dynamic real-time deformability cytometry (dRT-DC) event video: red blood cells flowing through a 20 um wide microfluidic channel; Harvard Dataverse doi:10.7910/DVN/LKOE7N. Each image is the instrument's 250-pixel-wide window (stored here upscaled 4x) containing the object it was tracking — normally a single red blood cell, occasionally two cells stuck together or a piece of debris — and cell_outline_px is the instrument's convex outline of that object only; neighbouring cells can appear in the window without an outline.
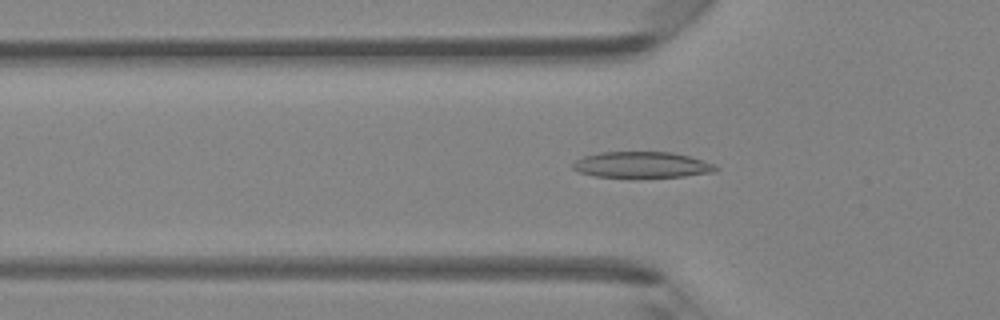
{"species": "Egyptian fruit bat (a non-hibernating species)", "species_latin": "Rousettus aegyptiacus", "temperature_condition": "room temperature", "stored_images_in_passage": 46, "camera_frame_rate_fps": 3000, "um_per_image_px": 0.085, "animal": {"sex": "female"}, "frame": {"image": 1, "passage_image": 15, "time_ms": 4.667, "image_size_px": [1000, 320], "cell_outline_px": [[720, 168], [716, 172], [684, 176], [636, 180], [628, 180], [596, 176], [580, 172], [572, 168], [572, 164], [576, 160], [584, 156], [600, 152], [672, 152], [688, 156], [716, 164]], "centroid_in_image_um": [54.58, 14.06], "position_along_channel_um": 71.2, "area_um2": 22.72}}
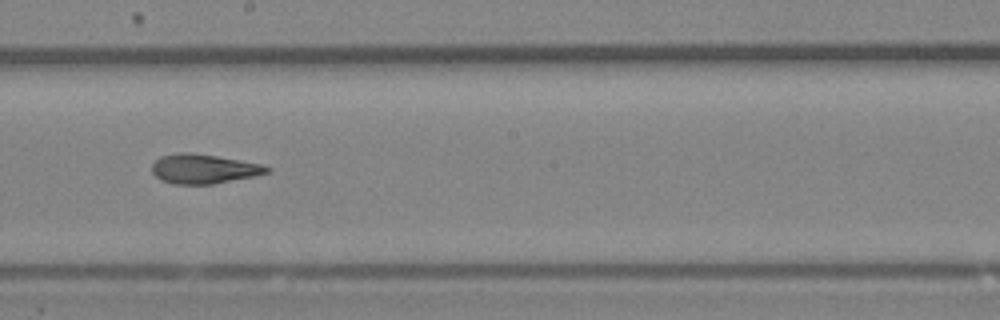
{"frame": {"image": 2, "passage_image": 26, "time_ms": 8.333, "image_size_px": [1000, 320], "cell_outline_px": [[272, 168], [268, 172], [252, 176], [212, 184], [172, 184], [160, 180], [152, 172], [152, 164], [160, 156], [180, 152], [188, 152], [216, 156], [260, 164]], "centroid_in_image_um": [17.25, 14.35], "position_along_channel_um": 230.9, "area_um2": 19.48}}
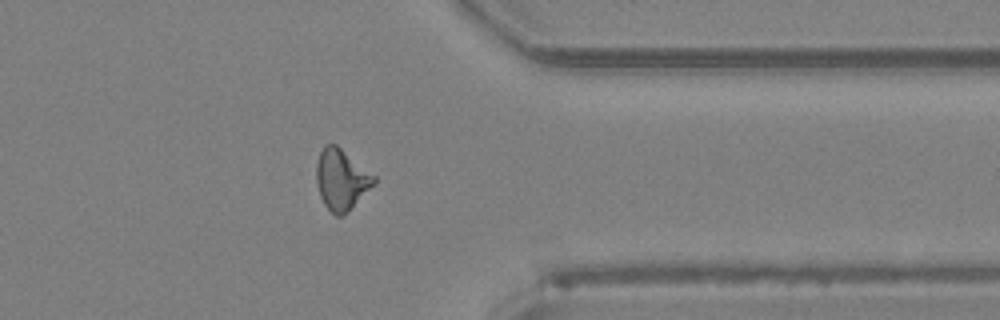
{"frame": {"image": 3, "passage_image": 37, "time_ms": 12.0, "image_size_px": [1000, 320], "cell_outline_px": [[376, 184], [344, 216], [336, 216], [324, 204], [320, 196], [316, 184], [316, 164], [320, 152], [324, 144], [336, 144], [376, 176]], "centroid_in_image_um": [29.03, 15.27], "position_along_channel_um": 382.4, "area_um2": 20.63}, "authors_computed_cell_mechanics": {"area_um2": 20.4323, "velocity_mm_per_s": 4.3548, "shape_relaxation_time_tau1_ms": 4.9909, "shape_relaxation_time_tau2_ms": 1.9746, "deformation_change_tau1": 0.1753, "deformation_change_tau2": 0.1014}}